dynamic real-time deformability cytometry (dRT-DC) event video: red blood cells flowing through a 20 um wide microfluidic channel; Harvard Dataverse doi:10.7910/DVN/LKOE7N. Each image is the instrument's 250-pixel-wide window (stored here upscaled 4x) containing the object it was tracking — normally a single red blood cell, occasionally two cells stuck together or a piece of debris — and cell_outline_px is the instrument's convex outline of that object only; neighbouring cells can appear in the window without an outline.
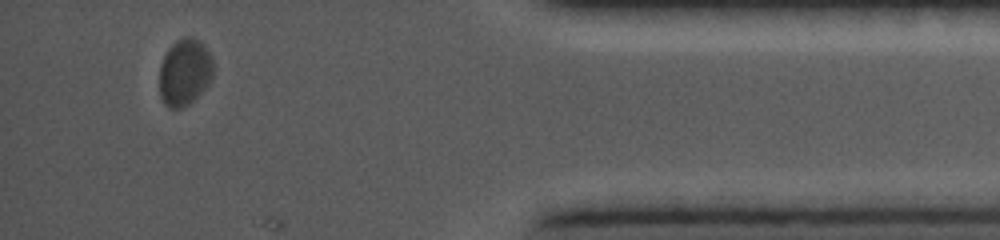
{"species": "common noctule bat (a hibernating species)", "species_latin": "Nyctalus noctula", "temperature_condition": "cold", "stored_images_in_passage": 25, "segment_of_instrument_passage": [1, 2], "camera_frame_rate_fps": 5000, "um_per_image_px": 0.085, "animal": {"sex": "female", "body_mass_g": 19.0, "forearm_length_mm": 56.7}, "frame": {"image": 1, "passage_image": 23, "time_ms": 11.2, "image_size_px": [1000, 240], "cell_outline_px": [[212, 76], [208, 84], [188, 104], [180, 108], [168, 108], [164, 104], [160, 96], [160, 64], [168, 48], [176, 40], [184, 36], [192, 36], [200, 40], [204, 44], [212, 56]], "centroid_in_image_um": [15.69, 6.09], "position_along_channel_um": 419.5, "area_um2": 20.98}}